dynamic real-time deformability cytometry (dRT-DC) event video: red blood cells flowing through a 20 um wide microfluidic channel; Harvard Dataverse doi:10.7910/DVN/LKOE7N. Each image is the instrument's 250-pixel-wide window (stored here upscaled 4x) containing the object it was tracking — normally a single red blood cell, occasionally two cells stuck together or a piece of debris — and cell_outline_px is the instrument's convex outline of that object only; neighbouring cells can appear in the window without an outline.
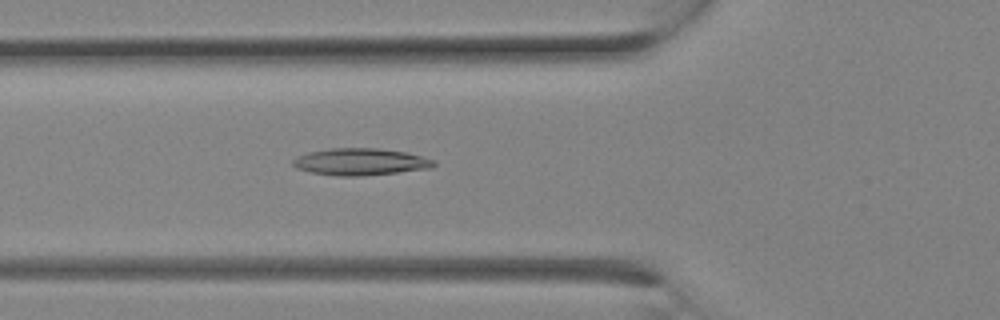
{"species": "Egyptian fruit bat (a non-hibernating species)", "species_latin": "Rousettus aegyptiacus", "temperature_condition": "room temperature", "stored_images_in_passage": 10, "camera_frame_rate_fps": 3000, "um_per_image_px": 0.085, "animal": {"sex": "female"}, "frame": {"image": 1, "passage_image": 10, "time_ms": 3.0, "image_size_px": [1000, 320], "cell_outline_px": [[436, 164], [432, 168], [360, 176], [336, 176], [312, 172], [296, 168], [292, 164], [292, 160], [296, 156], [308, 152], [328, 148], [380, 148], [408, 152], [436, 160]], "centroid_in_image_um": [30.64, 13.74], "position_along_channel_um": 95.2, "area_um2": 22.31}}